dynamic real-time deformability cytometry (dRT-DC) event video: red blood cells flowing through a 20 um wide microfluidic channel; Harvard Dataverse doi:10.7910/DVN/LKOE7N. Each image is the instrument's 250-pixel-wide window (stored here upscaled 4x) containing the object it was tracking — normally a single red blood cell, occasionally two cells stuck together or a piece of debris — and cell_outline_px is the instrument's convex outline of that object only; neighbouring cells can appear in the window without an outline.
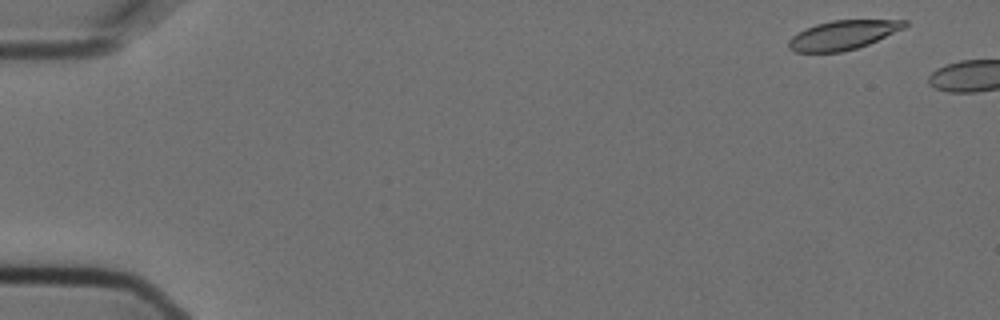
{"species": "Egyptian fruit bat (a non-hibernating species)", "species_latin": "Rousettus aegyptiacus", "temperature_condition": "cold", "stored_images_in_passage": 2, "camera_frame_rate_fps": 3000, "um_per_image_px": 0.085, "animal": {"sex": "female"}, "frame": {"image": 1, "passage_image": 1, "time_ms": 0.0, "image_size_px": [1000, 320], "cell_outline_px": [[908, 24], [904, 28], [868, 44], [856, 48], [840, 52], [796, 52], [788, 48], [788, 40], [792, 36], [804, 28], [816, 24], [832, 20], [908, 20]], "centroid_in_image_um": [71.62, 2.97], "position_along_channel_um": 13.4, "area_um2": 19.65}}